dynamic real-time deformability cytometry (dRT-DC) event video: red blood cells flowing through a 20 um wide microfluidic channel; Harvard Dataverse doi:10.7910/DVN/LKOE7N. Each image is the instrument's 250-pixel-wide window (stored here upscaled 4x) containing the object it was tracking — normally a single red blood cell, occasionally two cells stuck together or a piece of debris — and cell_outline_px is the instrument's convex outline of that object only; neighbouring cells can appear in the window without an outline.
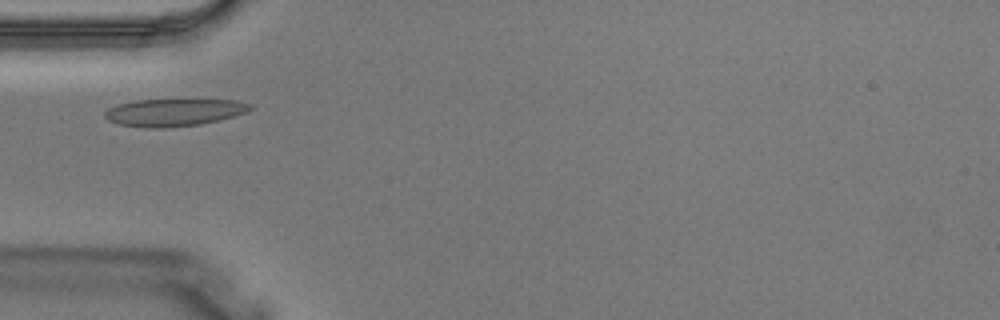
{"species": "Egyptian fruit bat (a non-hibernating species)", "species_latin": "Rousettus aegyptiacus", "temperature_condition": "warm", "stored_images_in_passage": 1, "camera_frame_rate_fps": 3000, "um_per_image_px": 0.085, "animal": {"sex": "male"}, "frame": {"image": 1, "passage_image": 1, "time_ms": 0.0, "image_size_px": [1000, 320], "cell_outline_px": [[252, 108], [244, 112], [220, 120], [200, 124], [164, 128], [144, 128], [120, 124], [108, 120], [104, 116], [104, 112], [108, 108], [116, 104], [136, 100], [236, 100], [252, 104]], "centroid_in_image_um": [14.74, 9.55], "position_along_channel_um": 70.3, "area_um2": 23.12}}